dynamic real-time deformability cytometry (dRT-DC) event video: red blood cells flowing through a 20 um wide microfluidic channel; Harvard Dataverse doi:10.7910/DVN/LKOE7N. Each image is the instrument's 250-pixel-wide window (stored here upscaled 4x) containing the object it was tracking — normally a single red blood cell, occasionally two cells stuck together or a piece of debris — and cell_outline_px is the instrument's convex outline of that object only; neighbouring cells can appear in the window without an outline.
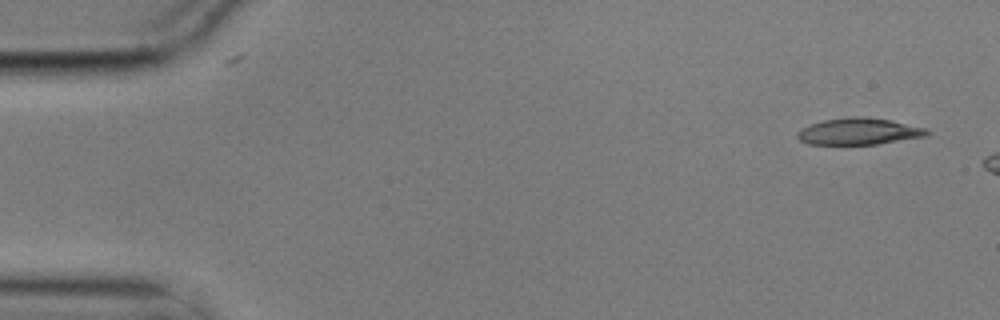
{"species": "common noctule bat (a hibernating species)", "species_latin": "Nyctalus noctula", "temperature_condition": "cold", "stored_images_in_passage": 2, "camera_frame_rate_fps": 3000, "um_per_image_px": 0.085, "animal": {"sex": "male", "body_mass_g": 17.9}, "frame": {"image": 1, "passage_image": 1, "time_ms": 0.0, "image_size_px": [1000, 320], "cell_outline_px": [[932, 132], [928, 136], [876, 144], [808, 144], [800, 140], [796, 136], [796, 132], [800, 128], [824, 120], [852, 116], [864, 116], [888, 120], [928, 128]], "centroid_in_image_um": [73.03, 11.17], "position_along_channel_um": 12.0, "area_um2": 20.17}}